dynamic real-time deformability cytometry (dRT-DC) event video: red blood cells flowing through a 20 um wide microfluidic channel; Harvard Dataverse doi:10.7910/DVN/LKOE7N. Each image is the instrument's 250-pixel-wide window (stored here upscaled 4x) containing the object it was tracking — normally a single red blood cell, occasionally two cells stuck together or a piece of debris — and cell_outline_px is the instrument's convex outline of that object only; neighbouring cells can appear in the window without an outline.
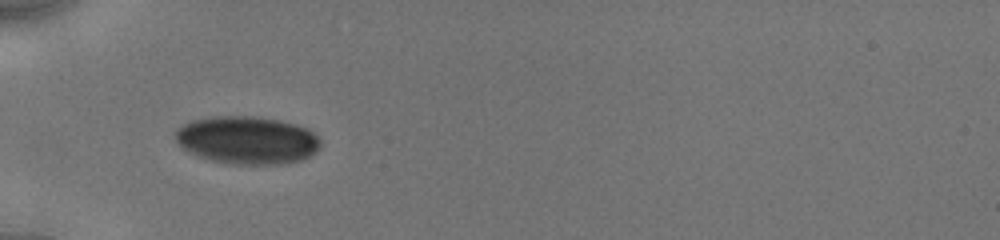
{"species": "human", "species_latin": "Homo sapiens", "temperature_condition": "cold", "stored_images_in_passage": 33, "camera_frame_rate_fps": 3000, "um_per_image_px": 0.085, "donor": {"sex": "male"}, "frame": {"image": 1, "passage_image": 1, "time_ms": 0.0, "image_size_px": [1000, 240], "cell_outline_px": [[320, 148], [316, 152], [300, 160], [280, 164], [232, 164], [212, 160], [196, 156], [180, 148], [176, 140], [176, 128], [192, 120], [212, 116], [256, 116], [280, 120], [296, 124], [308, 128], [320, 140]], "centroid_in_image_um": [20.98, 11.9], "position_along_channel_um": 64.0, "area_um2": 40.69}}
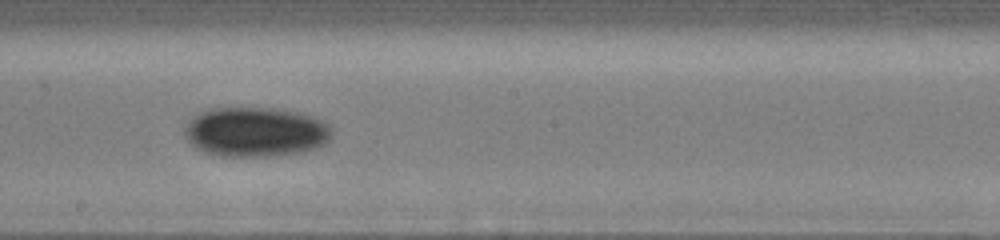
{"frame": {"image": 2, "passage_image": 19, "time_ms": 4.333, "image_size_px": [1000, 240], "cell_outline_px": [[332, 136], [324, 144], [316, 148], [304, 152], [276, 156], [220, 156], [204, 152], [196, 148], [184, 136], [184, 128], [188, 120], [200, 112], [212, 108], [272, 108], [304, 112], [328, 124], [332, 128]], "centroid_in_image_um": [21.73, 11.21], "position_along_channel_um": 226.5, "area_um2": 43.06}}
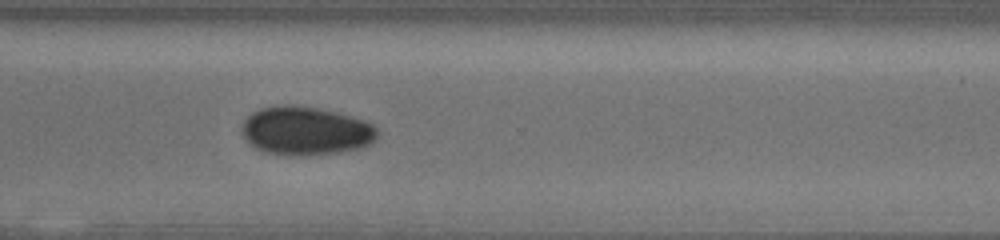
{"frame": {"image": 3, "passage_image": 32, "time_ms": 7.333, "image_size_px": [1000, 240], "cell_outline_px": [[380, 136], [372, 144], [360, 148], [344, 152], [304, 156], [288, 156], [264, 152], [256, 148], [244, 136], [244, 120], [252, 112], [260, 108], [276, 104], [292, 104], [316, 108], [336, 112], [364, 120], [372, 124], [376, 128]], "centroid_in_image_um": [26.03, 11.13], "position_along_channel_um": 344.6, "area_um2": 38.73}}